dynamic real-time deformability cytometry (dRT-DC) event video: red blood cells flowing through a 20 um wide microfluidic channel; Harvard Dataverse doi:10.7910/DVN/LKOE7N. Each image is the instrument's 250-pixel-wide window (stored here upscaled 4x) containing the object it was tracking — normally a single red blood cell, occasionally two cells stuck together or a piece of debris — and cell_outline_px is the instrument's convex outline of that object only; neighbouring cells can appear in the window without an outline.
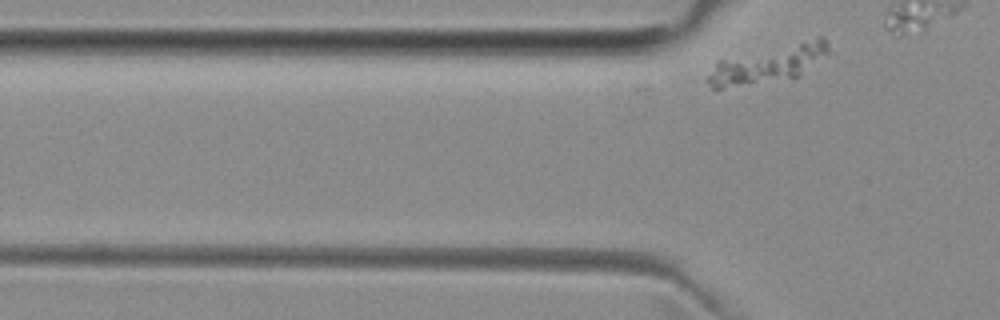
{"species": "common noctule bat (a hibernating species)", "species_latin": "Nyctalus noctula", "temperature_condition": "room temperature", "stored_images_in_passage": 3, "camera_frame_rate_fps": 3000, "um_per_image_px": 0.085, "animal": {"sex": "female", "body_mass_g": 29.2, "forearm_length_mm": 56.3}, "frame": {"image": 1, "passage_image": 3, "time_ms": 3.333, "image_size_px": [1000, 320], "cell_outline_px": [[828, 52], [796, 76], [720, 88], [712, 88], [708, 80], [708, 76], [716, 64], [720, 60], [816, 36], [824, 36], [828, 40]], "centroid_in_image_um": [65.34, 5.38], "position_along_channel_um": 60.5, "area_um2": 25.03}}